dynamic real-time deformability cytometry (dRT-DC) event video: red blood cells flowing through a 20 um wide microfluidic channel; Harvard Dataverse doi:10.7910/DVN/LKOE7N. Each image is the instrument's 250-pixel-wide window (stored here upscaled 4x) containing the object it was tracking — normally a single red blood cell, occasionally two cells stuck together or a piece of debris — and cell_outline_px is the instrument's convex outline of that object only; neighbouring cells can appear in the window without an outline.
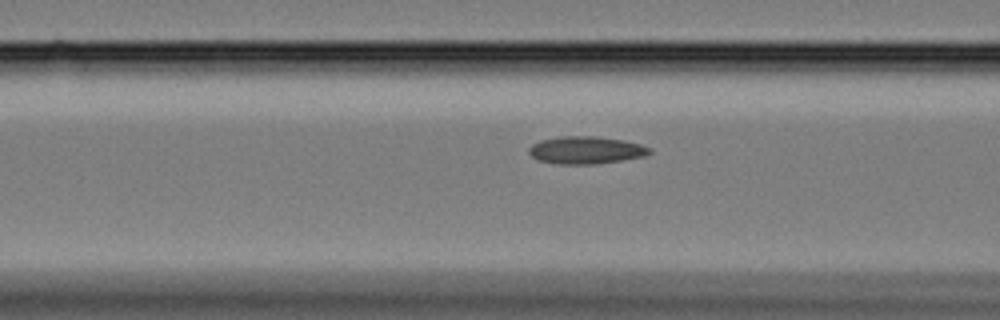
{"species": "Egyptian fruit bat (a non-hibernating species)", "species_latin": "Rousettus aegyptiacus", "temperature_condition": "cold", "stored_images_in_passage": 9, "camera_frame_rate_fps": 3000, "um_per_image_px": 0.085, "animal": {"sex": "female"}, "frame": {"image": 1, "passage_image": 6, "time_ms": 1.667, "image_size_px": [1000, 320], "cell_outline_px": [[652, 152], [644, 156], [596, 164], [556, 164], [540, 160], [532, 156], [528, 152], [528, 148], [532, 144], [540, 140], [560, 136], [600, 136], [624, 140], [640, 144], [652, 148]], "centroid_in_image_um": [49.81, 12.75], "position_along_channel_um": 116.8, "area_um2": 19.42}}